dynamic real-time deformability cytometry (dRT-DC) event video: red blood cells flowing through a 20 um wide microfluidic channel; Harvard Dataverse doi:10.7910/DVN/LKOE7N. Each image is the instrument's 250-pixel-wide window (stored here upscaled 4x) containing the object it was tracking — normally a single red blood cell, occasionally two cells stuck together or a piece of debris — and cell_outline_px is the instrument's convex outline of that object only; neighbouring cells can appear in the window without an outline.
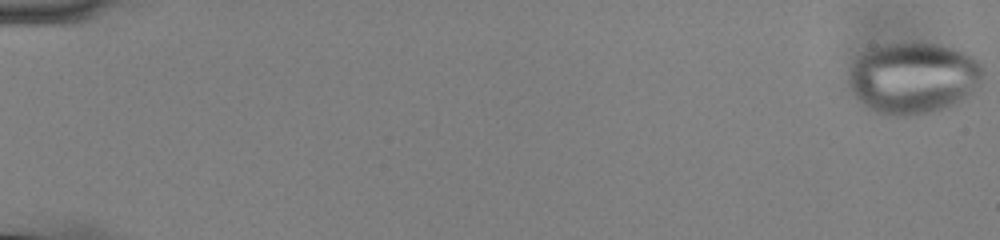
{"species": "common noctule bat (a hibernating species)", "species_latin": "Nyctalus noctula", "temperature_condition": "cold", "stored_images_in_passage": 57, "camera_frame_rate_fps": 3000, "um_per_image_px": 0.085, "animal": {"sex": "male", "body_mass_g": 13.0, "forearm_length_mm": 53.1}, "frame": {"image": 1, "passage_image": 1, "time_ms": 0.0, "image_size_px": [1000, 240], "cell_outline_px": [[984, 76], [980, 84], [968, 100], [956, 108], [940, 112], [912, 116], [888, 116], [876, 112], [868, 108], [856, 96], [848, 80], [848, 72], [856, 56], [876, 44], [904, 40], [916, 40], [936, 44], [952, 48], [964, 52], [980, 60], [984, 64]], "centroid_in_image_um": [77.71, 6.62], "position_along_channel_um": 7.3, "area_um2": 58.49}}
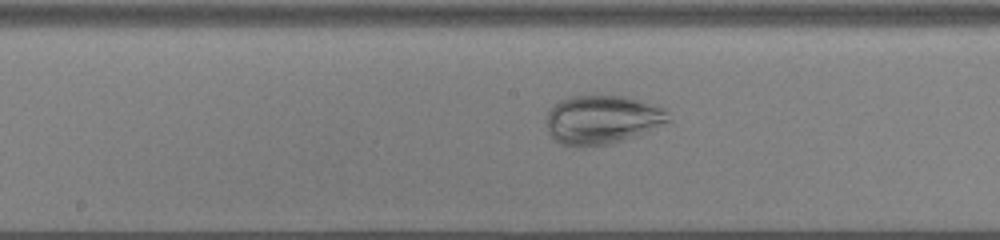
{"frame": {"image": 2, "passage_image": 31, "time_ms": 10.0, "image_size_px": [1000, 240], "cell_outline_px": [[672, 124], [652, 132], [640, 136], [612, 144], [584, 148], [576, 148], [560, 144], [548, 132], [544, 124], [544, 116], [548, 108], [560, 100], [568, 96], [628, 96], [664, 108], [668, 112], [672, 120]], "centroid_in_image_um": [51.22, 10.21], "position_along_channel_um": 197.0, "area_um2": 36.47}}
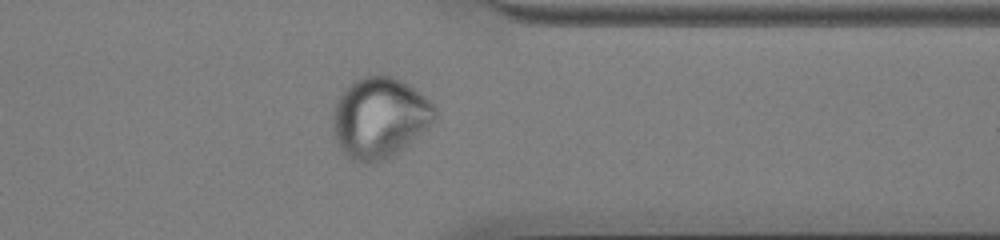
{"frame": {"image": 3, "passage_image": 46, "time_ms": 15.0, "image_size_px": [1000, 240], "cell_outline_px": [[436, 120], [404, 148], [392, 156], [384, 160], [368, 164], [360, 164], [344, 156], [332, 132], [332, 108], [340, 92], [352, 80], [360, 76], [392, 76], [408, 84], [424, 96], [436, 108]], "centroid_in_image_um": [32.21, 10.02], "position_along_channel_um": 379.2, "area_um2": 48.67}}